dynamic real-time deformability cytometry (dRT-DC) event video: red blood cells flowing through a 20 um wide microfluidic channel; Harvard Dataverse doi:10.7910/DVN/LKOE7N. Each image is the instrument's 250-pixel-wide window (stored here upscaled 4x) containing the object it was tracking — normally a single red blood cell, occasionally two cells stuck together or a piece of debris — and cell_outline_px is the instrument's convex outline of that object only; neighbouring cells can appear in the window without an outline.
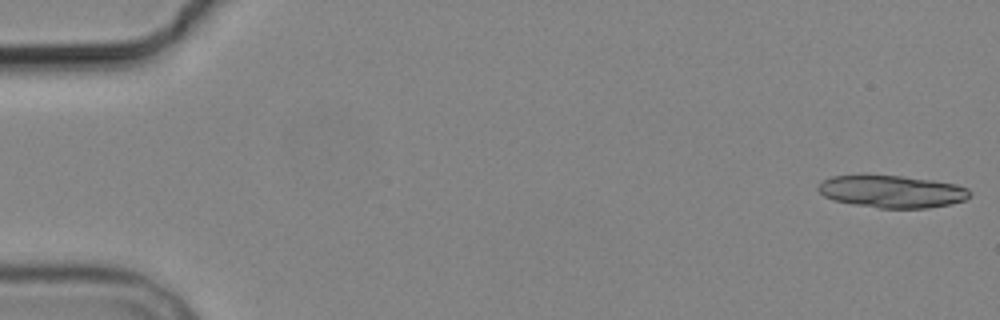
{"species": "common noctule bat (a hibernating species)", "species_latin": "Nyctalus noctula", "temperature_condition": "cold", "stored_images_in_passage": 5, "camera_frame_rate_fps": 3000, "um_per_image_px": 0.085, "animal": {"sex": "male", "body_mass_g": 19.2, "forearm_length_mm": 51.8}, "frame": {"image": 1, "passage_image": 1, "time_ms": 0.0, "image_size_px": [1000, 320], "cell_outline_px": [[972, 192], [964, 200], [948, 204], [928, 208], [880, 208], [832, 200], [824, 196], [816, 188], [824, 180], [832, 176], [900, 176], [932, 180], [956, 184], [968, 188]], "centroid_in_image_um": [75.83, 16.28], "position_along_channel_um": 9.2, "area_um2": 28.15}}